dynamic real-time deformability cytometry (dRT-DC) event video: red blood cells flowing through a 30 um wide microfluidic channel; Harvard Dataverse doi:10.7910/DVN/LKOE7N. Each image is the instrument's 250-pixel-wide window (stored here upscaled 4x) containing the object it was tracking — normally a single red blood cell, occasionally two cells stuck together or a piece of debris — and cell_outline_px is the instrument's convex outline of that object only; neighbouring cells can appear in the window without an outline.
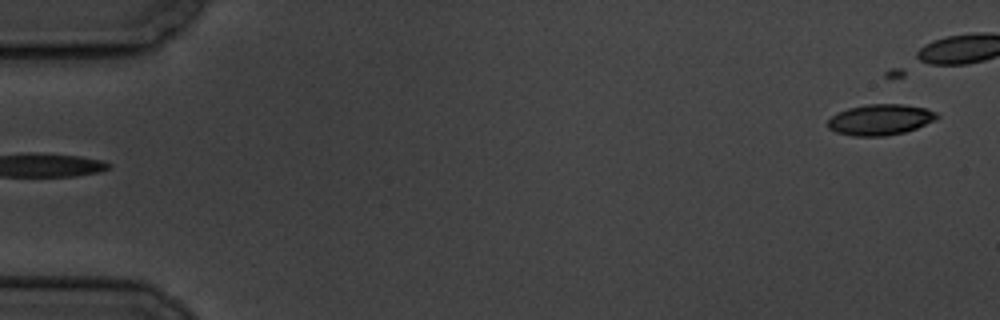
{"species": "common noctule bat (a hibernating species)", "species_latin": "Nyctalus noctula", "temperature_condition": "cold", "stored_images_in_passage": 6, "segment_of_instrument_passage": [2, 2], "camera_frame_rate_fps": 3000, "um_per_image_px": 0.085, "animal": {"sex": "male", "body_mass_g": 19.5, "forearm_length_mm": 54.6}, "frame": {"image": 1, "passage_image": 6, "time_ms": 6.667, "image_size_px": [1000, 320], "cell_outline_px": [[940, 116], [936, 120], [916, 128], [904, 132], [884, 136], [852, 136], [836, 132], [828, 128], [828, 120], [832, 116], [848, 108], [868, 104], [904, 104], [924, 108], [936, 112]], "centroid_in_image_um": [74.84, 10.17], "position_along_channel_um": 10.2, "area_um2": 19.54}}